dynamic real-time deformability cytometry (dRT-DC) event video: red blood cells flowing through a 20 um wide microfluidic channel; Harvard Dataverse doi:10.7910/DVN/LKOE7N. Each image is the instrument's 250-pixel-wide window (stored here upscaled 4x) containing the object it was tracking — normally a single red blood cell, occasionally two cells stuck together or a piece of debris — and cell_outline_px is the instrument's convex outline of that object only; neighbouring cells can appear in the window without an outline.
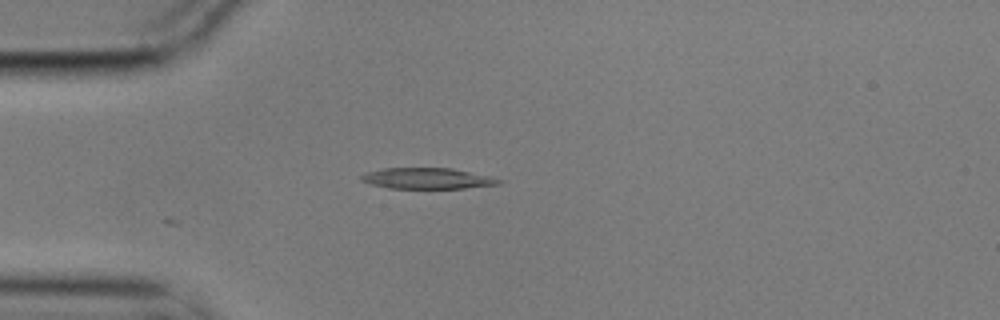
{"species": "common noctule bat (a hibernating species)", "species_latin": "Nyctalus noctula", "temperature_condition": "cold", "stored_images_in_passage": 1, "camera_frame_rate_fps": 3000, "um_per_image_px": 0.085, "animal": {"sex": "male", "body_mass_g": 17.9}, "frame": {"image": 1, "passage_image": 1, "time_ms": 0.0, "image_size_px": [1000, 320], "cell_outline_px": [[504, 180], [500, 184], [464, 188], [388, 188], [372, 184], [360, 180], [360, 176], [364, 172], [384, 168], [452, 168], [488, 176]], "centroid_in_image_um": [36.29, 15.16], "position_along_channel_um": 48.7, "area_um2": 16.7}}